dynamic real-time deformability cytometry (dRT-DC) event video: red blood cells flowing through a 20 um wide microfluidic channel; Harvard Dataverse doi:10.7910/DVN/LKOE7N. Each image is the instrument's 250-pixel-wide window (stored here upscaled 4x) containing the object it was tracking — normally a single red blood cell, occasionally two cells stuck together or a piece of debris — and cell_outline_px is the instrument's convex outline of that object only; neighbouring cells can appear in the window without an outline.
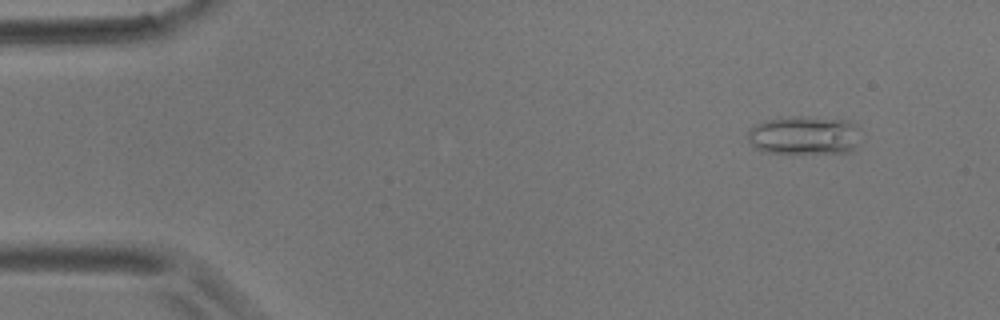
{"species": "common noctule bat (a hibernating species)", "species_latin": "Nyctalus noctula", "temperature_condition": "room temperature", "stored_images_in_passage": 14, "camera_frame_rate_fps": 3000, "um_per_image_px": 0.085, "animal": {"sex": "male", "body_mass_g": 17.9}, "frame": {"image": 1, "passage_image": 2, "time_ms": 1.0, "image_size_px": [1000, 320], "cell_outline_px": [[860, 124], [856, 148], [852, 152], [768, 152], [756, 148], [748, 140], [748, 132], [756, 124], [764, 120], [792, 116], [808, 116], [848, 120]], "centroid_in_image_um": [68.42, 11.47], "position_along_channel_um": 16.6, "area_um2": 25.43}}
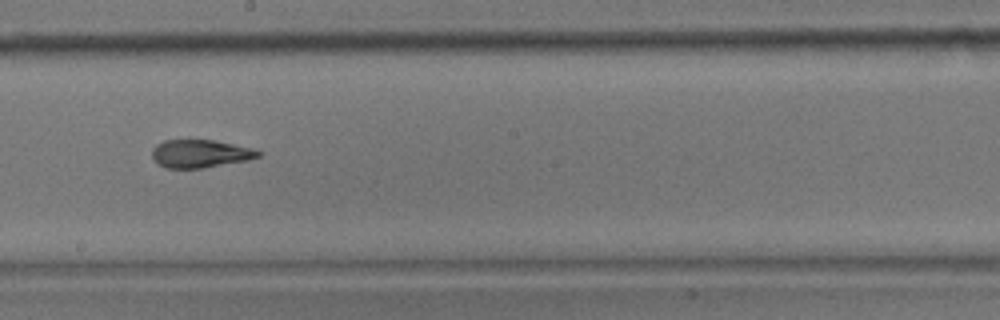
{"frame": {"image": 2, "passage_image": 8, "time_ms": 9.667, "image_size_px": [1000, 320], "cell_outline_px": [[264, 152], [260, 156], [248, 160], [204, 168], [164, 168], [156, 164], [152, 156], [152, 148], [156, 144], [164, 140], [212, 140], [252, 148]], "centroid_in_image_um": [17.0, 13.07], "position_along_channel_um": 231.2, "area_um2": 17.46}}
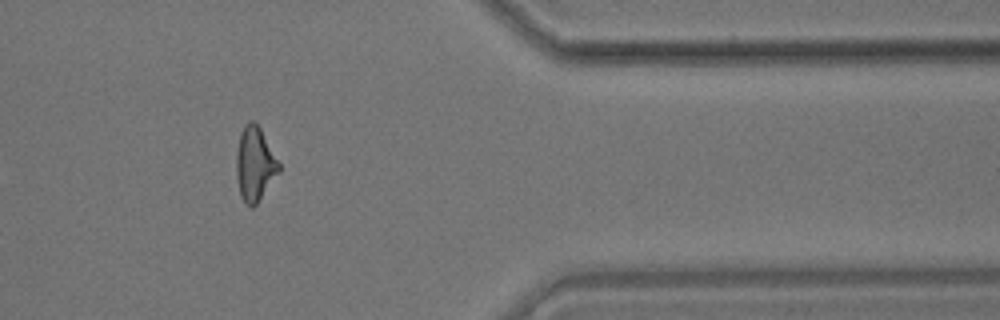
{"frame": {"image": 3, "passage_image": 12, "time_ms": 14.667, "image_size_px": [1000, 320], "cell_outline_px": [[280, 172], [256, 204], [252, 208], [240, 196], [236, 176], [236, 152], [240, 132], [244, 124], [248, 120], [252, 120], [260, 128], [280, 164]], "centroid_in_image_um": [21.65, 13.92], "position_along_channel_um": 389.8, "area_um2": 18.38}, "authors_computed_cell_mechanics": {"area_um2": 18.3515, "velocity_mm_per_s": 3.5767, "shape_relaxation_time_tau1_ms": 4.806, "shape_relaxation_time_tau2_ms": 1.6857, "deformation_change_tau1": 0.1622, "deformation_change_tau2": 0.0808}}